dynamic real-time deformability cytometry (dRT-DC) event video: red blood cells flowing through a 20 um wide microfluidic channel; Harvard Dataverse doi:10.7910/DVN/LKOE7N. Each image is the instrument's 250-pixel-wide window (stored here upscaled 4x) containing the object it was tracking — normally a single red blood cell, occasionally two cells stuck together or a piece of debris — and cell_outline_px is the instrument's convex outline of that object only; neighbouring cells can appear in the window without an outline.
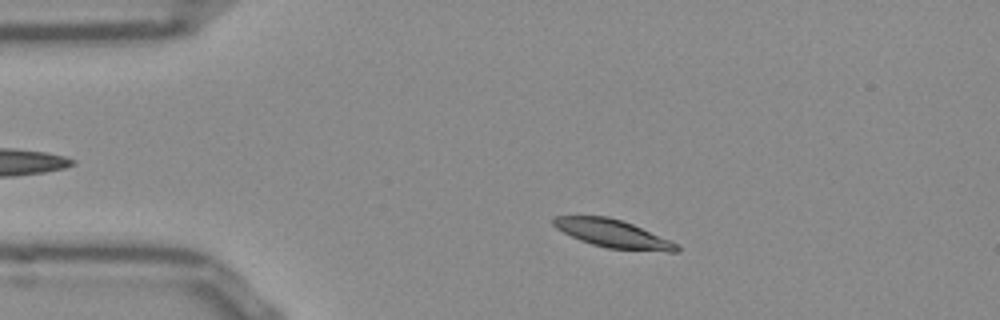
{"species": "Egyptian fruit bat (a non-hibernating species)", "species_latin": "Rousettus aegyptiacus", "temperature_condition": "room temperature", "stored_images_in_passage": 50, "camera_frame_rate_fps": 3000, "um_per_image_px": 0.085, "frame": {"image": 1, "passage_image": 7, "time_ms": 2.0, "image_size_px": [1000, 320], "cell_outline_px": [[680, 252], [668, 252], [608, 248], [592, 244], [580, 240], [556, 228], [552, 224], [552, 220], [556, 216], [608, 216], [632, 224], [668, 240], [676, 244], [680, 248]], "centroid_in_image_um": [52.08, 19.86], "position_along_channel_um": 32.9, "area_um2": 19.71}}
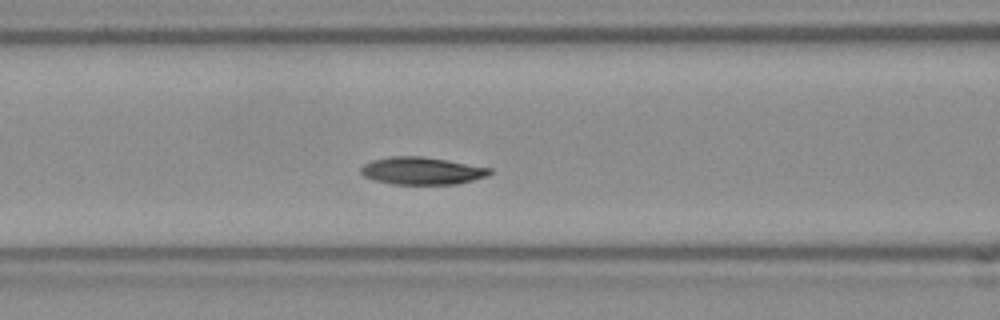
{"frame": {"image": 2, "passage_image": 18, "time_ms": 5.667, "image_size_px": [1000, 320], "cell_outline_px": [[492, 172], [488, 176], [456, 184], [392, 184], [376, 180], [364, 176], [360, 172], [360, 168], [364, 164], [372, 160], [392, 156], [420, 156], [492, 168]], "centroid_in_image_um": [35.85, 14.52], "position_along_channel_um": 130.7, "area_um2": 20.4}}
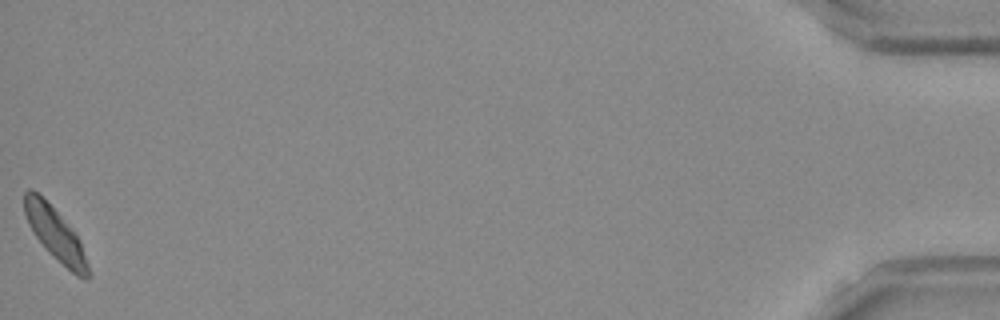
{"frame": {"image": 3, "passage_image": 50, "time_ms": 16.333, "image_size_px": [1000, 320], "cell_outline_px": [[88, 280], [84, 280], [76, 276], [52, 256], [44, 248], [32, 232], [28, 224], [24, 212], [24, 192], [28, 188], [32, 188], [56, 212], [80, 240], [88, 264]], "centroid_in_image_um": [4.67, 19.93], "position_along_channel_um": 430.5, "area_um2": 19.19}, "authors_computed_cell_mechanics": {"area_um2": 20.2589, "velocity_mm_per_s": 3.7807, "shape_relaxation_time_tau1_ms": 7.8381, "shape_relaxation_time_tau2_ms": 4.3617, "deformation_change_tau1": 0.1668, "deformation_change_tau2": 0.0647}}